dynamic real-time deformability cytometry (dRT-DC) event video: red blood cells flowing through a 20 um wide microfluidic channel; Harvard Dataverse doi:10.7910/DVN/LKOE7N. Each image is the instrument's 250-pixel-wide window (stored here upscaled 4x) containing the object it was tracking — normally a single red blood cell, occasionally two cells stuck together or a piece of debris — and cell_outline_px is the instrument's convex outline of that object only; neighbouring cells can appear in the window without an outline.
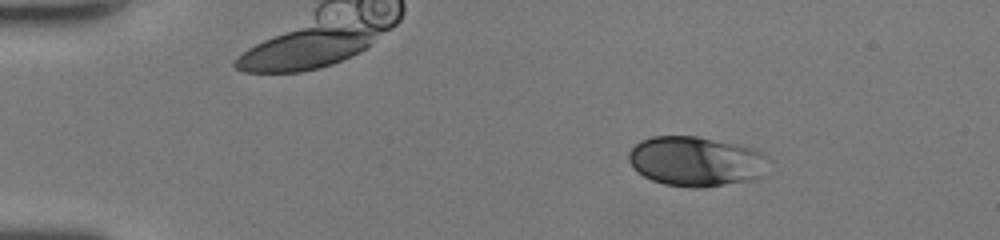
{"species": "human", "species_latin": "Homo sapiens", "temperature_condition": "room temperature", "stored_images_in_passage": 41, "camera_frame_rate_fps": 3000, "um_per_image_px": 0.085, "donor": {"sex": "female"}, "frame": {"image": 1, "passage_image": 1, "time_ms": 0.0, "image_size_px": [1000, 240], "cell_outline_px": [[772, 160], [764, 176], [756, 180], [704, 188], [692, 188], [664, 184], [652, 180], [636, 172], [632, 168], [628, 160], [628, 152], [640, 140], [652, 136], [696, 136], [740, 144], [756, 148], [764, 152]], "centroid_in_image_um": [59.25, 13.72], "position_along_channel_um": 25.8, "area_um2": 41.91}}
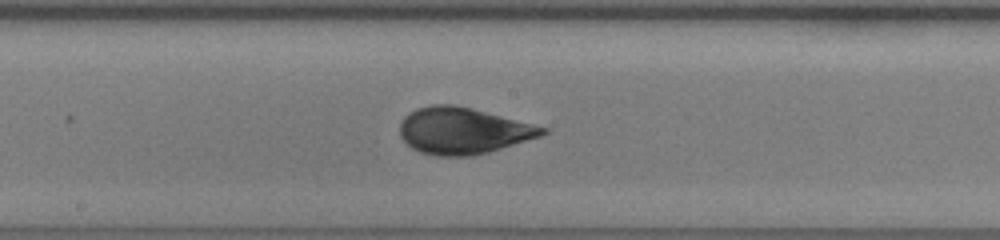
{"frame": {"image": 2, "passage_image": 20, "time_ms": 6.333, "image_size_px": [1000, 240], "cell_outline_px": [[548, 132], [540, 136], [488, 152], [472, 156], [436, 156], [420, 152], [412, 148], [400, 136], [400, 124], [404, 116], [408, 112], [416, 108], [432, 104], [452, 104], [472, 108], [548, 128]], "centroid_in_image_um": [39.32, 11.1], "position_along_channel_um": 208.9, "area_um2": 38.49}}
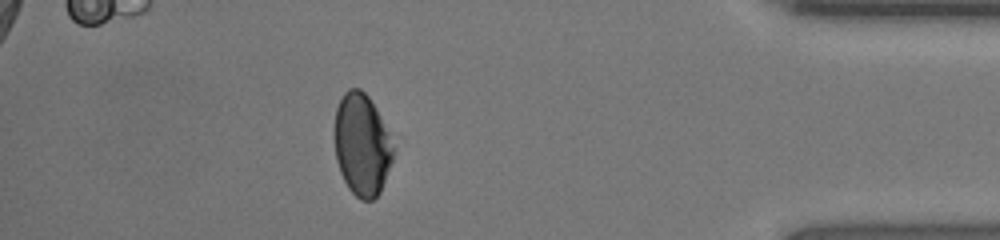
{"frame": {"image": 3, "passage_image": 36, "time_ms": 11.667, "image_size_px": [1000, 240], "cell_outline_px": [[392, 160], [380, 192], [372, 200], [360, 200], [348, 188], [340, 172], [336, 160], [336, 108], [344, 92], [348, 88], [360, 88], [368, 96], [376, 108], [388, 132], [392, 148]], "centroid_in_image_um": [30.75, 12.3], "position_along_channel_um": 404.4, "area_um2": 34.28}, "authors_computed_cell_mechanics": {"area_um2": 38.2636, "velocity_mm_per_s": 4.3672, "shape_relaxation_time_tau1_ms": 4.6815, "shape_relaxation_time_tau2_ms": null, "deformation_change_tau1": 0.1597, "deformation_change_tau2": null}}